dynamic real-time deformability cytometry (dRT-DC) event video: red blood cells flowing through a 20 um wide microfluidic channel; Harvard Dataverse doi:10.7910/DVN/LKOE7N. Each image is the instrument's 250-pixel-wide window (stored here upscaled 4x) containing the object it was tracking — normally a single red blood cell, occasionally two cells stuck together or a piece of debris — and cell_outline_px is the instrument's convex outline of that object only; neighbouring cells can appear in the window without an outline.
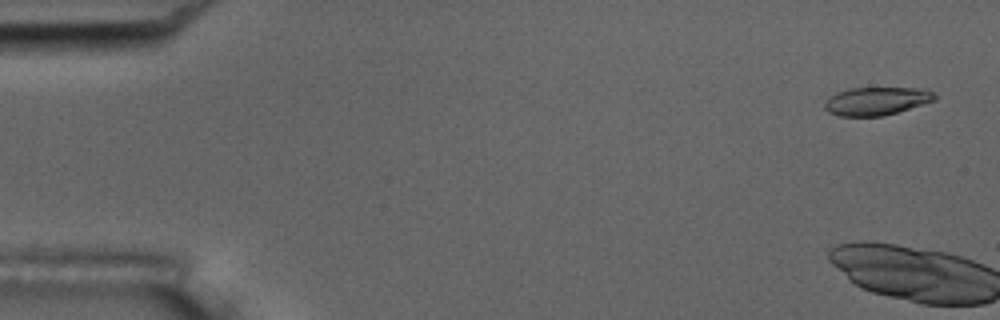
{"species": "common noctule bat (a hibernating species)", "species_latin": "Nyctalus noctula", "temperature_condition": "room temperature", "stored_images_in_passage": 5, "camera_frame_rate_fps": 3000, "um_per_image_px": 0.085, "animal": {"sex": "male", "body_mass_g": 17.5, "forearm_length_mm": 52.3}, "frame": {"image": 1, "passage_image": 3, "time_ms": 0.667, "image_size_px": [1000, 320], "cell_outline_px": [[936, 100], [884, 116], [840, 116], [828, 112], [824, 108], [824, 104], [828, 96], [836, 92], [848, 88], [928, 88], [936, 96]], "centroid_in_image_um": [74.48, 8.58], "position_along_channel_um": 10.5, "area_um2": 18.21}}